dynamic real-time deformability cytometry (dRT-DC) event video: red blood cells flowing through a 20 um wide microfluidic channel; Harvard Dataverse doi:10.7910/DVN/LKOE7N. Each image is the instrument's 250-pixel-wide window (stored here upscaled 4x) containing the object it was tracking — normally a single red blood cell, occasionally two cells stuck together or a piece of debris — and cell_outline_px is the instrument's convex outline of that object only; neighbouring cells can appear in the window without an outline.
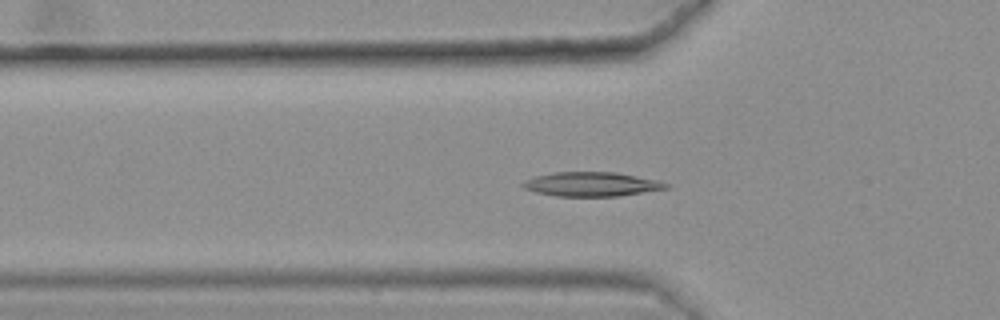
{"species": "common noctule bat (a hibernating species)", "species_latin": "Nyctalus noctula", "temperature_condition": "warm", "stored_images_in_passage": 47, "camera_frame_rate_fps": 3000, "um_per_image_px": 0.085, "animal": {"sex": "female", "body_mass_g": 25.1}, "frame": {"image": 1, "passage_image": 19, "time_ms": 6.0, "image_size_px": [1000, 320], "cell_outline_px": [[672, 184], [668, 188], [616, 196], [556, 196], [536, 192], [524, 188], [520, 184], [524, 180], [536, 176], [552, 172], [616, 172], [656, 180]], "centroid_in_image_um": [50.25, 15.65], "position_along_channel_um": 75.5, "area_um2": 20.11}}
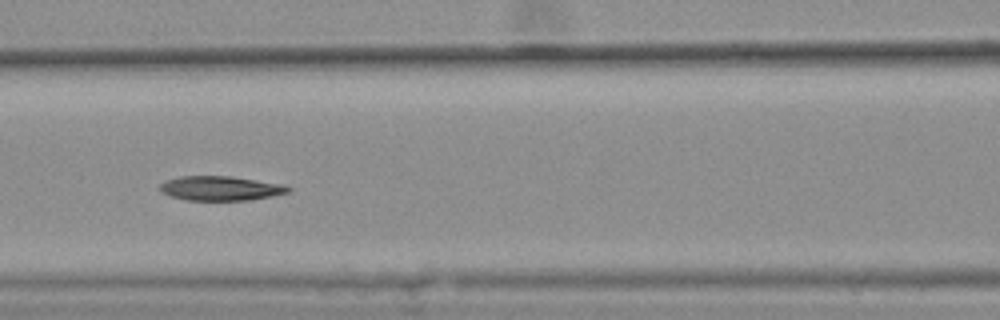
{"frame": {"image": 2, "passage_image": 25, "time_ms": 8.0, "image_size_px": [1000, 320], "cell_outline_px": [[292, 188], [288, 192], [272, 196], [248, 200], [188, 200], [172, 196], [160, 192], [160, 184], [164, 180], [180, 176], [232, 176], [284, 184]], "centroid_in_image_um": [18.75, 15.99], "position_along_channel_um": 147.9, "area_um2": 18.32}}
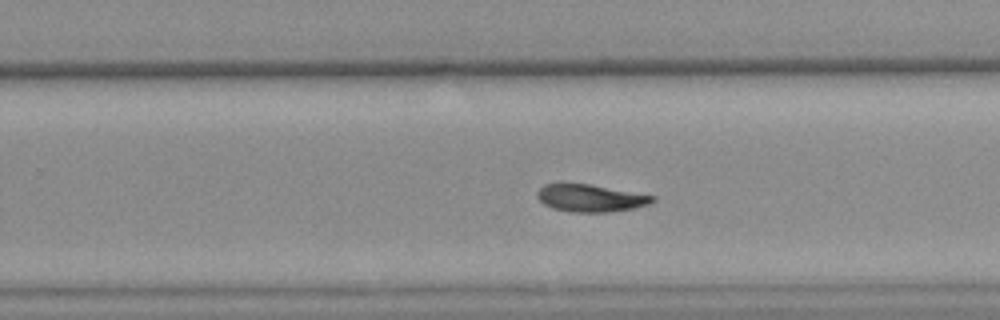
{"frame": {"image": 3, "passage_image": 36, "time_ms": 11.667, "image_size_px": [1000, 320], "cell_outline_px": [[656, 200], [648, 204], [632, 208], [608, 212], [572, 212], [552, 208], [544, 204], [536, 196], [536, 192], [544, 184], [560, 180], [588, 184], [656, 196]], "centroid_in_image_um": [50.1, 16.8], "position_along_channel_um": 279.7, "area_um2": 18.79}}